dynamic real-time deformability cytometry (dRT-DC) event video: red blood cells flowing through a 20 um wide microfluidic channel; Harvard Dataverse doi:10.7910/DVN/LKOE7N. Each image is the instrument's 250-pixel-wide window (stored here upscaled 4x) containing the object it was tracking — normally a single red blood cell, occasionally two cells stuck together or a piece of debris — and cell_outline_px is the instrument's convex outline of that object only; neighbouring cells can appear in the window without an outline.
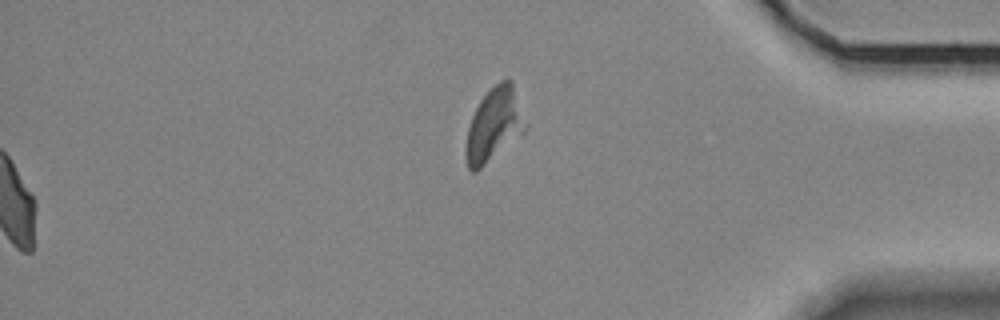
{"species": "Egyptian fruit bat (a non-hibernating species)", "species_latin": "Rousettus aegyptiacus", "temperature_condition": "room temperature", "stored_images_in_passage": 30, "segment_of_instrument_passage": [2, 2], "camera_frame_rate_fps": 3000, "um_per_image_px": 0.085, "animal": {"sex": "female"}, "frame": {"image": 1, "passage_image": 30, "time_ms": 9.667, "image_size_px": [1000, 320], "cell_outline_px": [[528, 124], [524, 132], [476, 172], [472, 172], [468, 168], [464, 152], [464, 148], [468, 128], [472, 116], [480, 100], [500, 80], [512, 80]], "centroid_in_image_um": [42.0, 10.62], "position_along_channel_um": 393.2, "area_um2": 25.43}}